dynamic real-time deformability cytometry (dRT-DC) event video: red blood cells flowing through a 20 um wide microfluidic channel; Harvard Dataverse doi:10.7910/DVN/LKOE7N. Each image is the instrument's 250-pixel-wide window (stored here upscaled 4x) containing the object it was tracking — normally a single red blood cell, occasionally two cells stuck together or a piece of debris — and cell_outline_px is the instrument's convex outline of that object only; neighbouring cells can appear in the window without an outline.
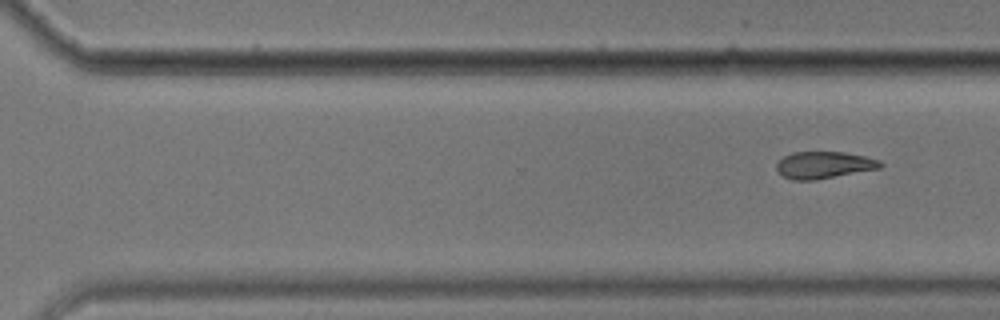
{"species": "common noctule bat (a hibernating species)", "species_latin": "Nyctalus noctula", "temperature_condition": "cold", "stored_images_in_passage": 12, "segment_of_instrument_passage": [2, 2], "camera_frame_rate_fps": 3000, "um_per_image_px": 0.085, "animal": {"sex": "male", "body_mass_g": 17.9}, "frame": {"image": 1, "passage_image": 12, "time_ms": 14.667, "image_size_px": [1000, 320], "cell_outline_px": [[884, 164], [880, 168], [816, 180], [792, 180], [784, 176], [776, 168], [776, 164], [784, 156], [792, 152], [844, 152], [864, 156], [880, 160]], "centroid_in_image_um": [70.05, 14.02], "position_along_channel_um": 300.6, "area_um2": 16.24}}